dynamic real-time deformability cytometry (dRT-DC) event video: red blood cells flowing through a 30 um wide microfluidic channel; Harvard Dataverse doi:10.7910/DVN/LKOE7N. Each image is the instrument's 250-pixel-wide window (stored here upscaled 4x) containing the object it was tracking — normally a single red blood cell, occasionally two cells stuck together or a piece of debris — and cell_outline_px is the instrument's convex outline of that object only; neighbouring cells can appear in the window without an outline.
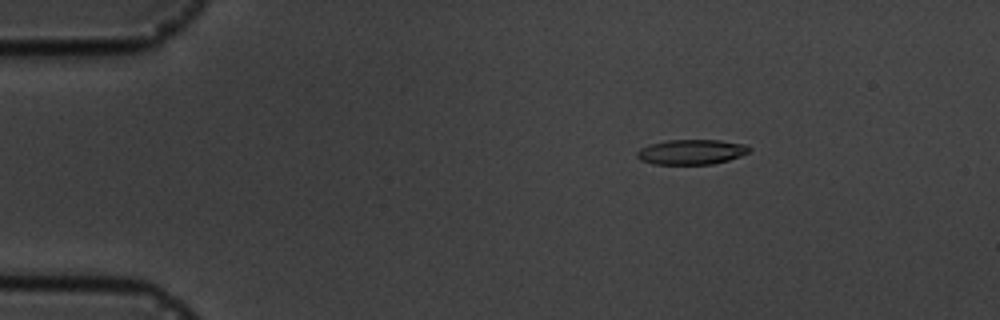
{"species": "common noctule bat (a hibernating species)", "species_latin": "Nyctalus noctula", "temperature_condition": "cold", "stored_images_in_passage": 6, "camera_frame_rate_fps": 3000, "um_per_image_px": 0.085, "animal": {"sex": "male", "body_mass_g": 19.5, "forearm_length_mm": 54.6}, "frame": {"image": 1, "passage_image": 3, "time_ms": 2.333, "image_size_px": [1000, 320], "cell_outline_px": [[752, 148], [748, 152], [740, 156], [728, 160], [712, 164], [652, 164], [640, 160], [636, 156], [636, 152], [640, 148], [652, 144], [668, 140], [720, 140], [748, 144]], "centroid_in_image_um": [58.79, 12.91], "position_along_channel_um": 26.2, "area_um2": 16.42}}